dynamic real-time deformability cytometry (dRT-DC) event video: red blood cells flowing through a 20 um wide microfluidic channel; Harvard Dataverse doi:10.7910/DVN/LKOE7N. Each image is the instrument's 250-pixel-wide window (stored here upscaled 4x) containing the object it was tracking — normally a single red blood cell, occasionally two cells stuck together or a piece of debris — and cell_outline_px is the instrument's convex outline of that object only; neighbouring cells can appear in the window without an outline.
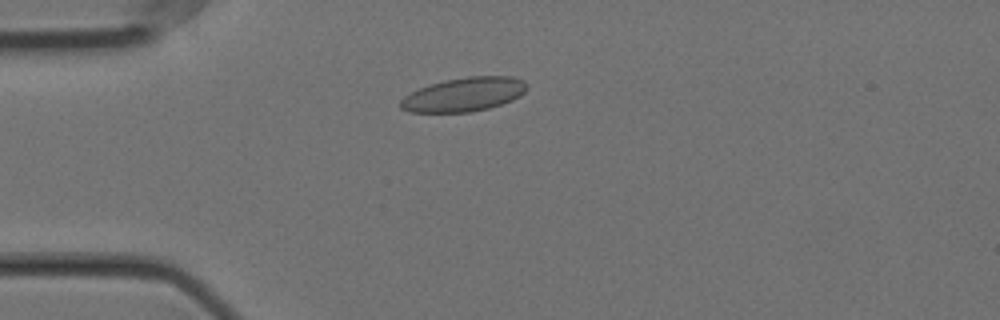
{"species": "Egyptian fruit bat (a non-hibernating species)", "species_latin": "Rousettus aegyptiacus", "temperature_condition": "cold", "stored_images_in_passage": 48, "camera_frame_rate_fps": 3000, "um_per_image_px": 0.085, "animal": {"sex": "female"}, "frame": {"image": 1, "passage_image": 6, "time_ms": 1.667, "image_size_px": [1000, 320], "cell_outline_px": [[528, 84], [524, 92], [520, 96], [512, 100], [488, 108], [472, 112], [408, 112], [400, 108], [400, 100], [404, 96], [428, 84], [444, 80], [468, 76], [512, 76], [524, 80]], "centroid_in_image_um": [39.43, 8.02], "position_along_channel_um": 45.6, "area_um2": 25.09}}
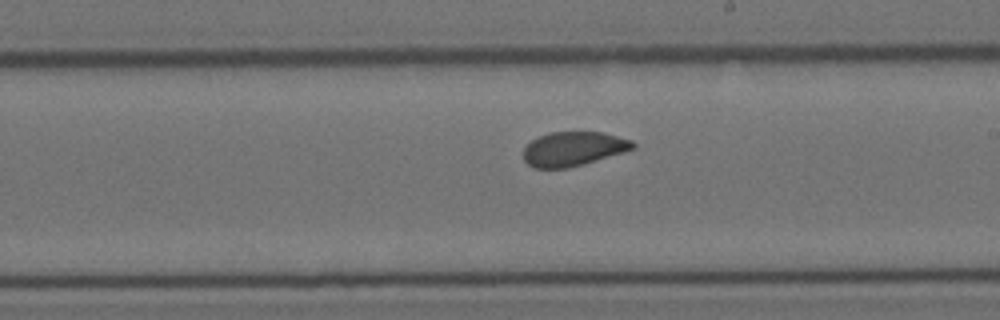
{"frame": {"image": 2, "passage_image": 24, "time_ms": 7.667, "image_size_px": [1000, 320], "cell_outline_px": [[636, 148], [624, 152], [584, 164], [568, 168], [532, 168], [524, 160], [524, 148], [532, 140], [540, 136], [552, 132], [604, 132], [632, 140], [636, 144]], "centroid_in_image_um": [48.76, 12.65], "position_along_channel_um": 240.2, "area_um2": 21.91}}
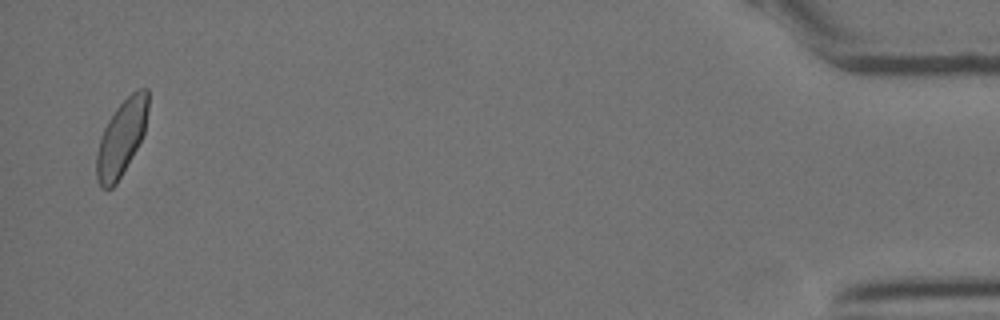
{"frame": {"image": 3, "passage_image": 47, "time_ms": 15.333, "image_size_px": [1000, 320], "cell_outline_px": [[148, 108], [144, 132], [132, 156], [116, 184], [112, 188], [100, 188], [96, 180], [96, 152], [104, 128], [108, 120], [116, 108], [132, 92], [140, 88], [148, 88]], "centroid_in_image_um": [10.3, 11.73], "position_along_channel_um": 424.9, "area_um2": 22.48}, "authors_computed_cell_mechanics": {"area_um2": 22.6865, "velocity_mm_per_s": 3.5399, "shape_relaxation_time_tau1_ms": 6.3832, "shape_relaxation_time_tau2_ms": 1.4001, "deformation_change_tau1": 0.1059, "deformation_change_tau2": 0.0653}}